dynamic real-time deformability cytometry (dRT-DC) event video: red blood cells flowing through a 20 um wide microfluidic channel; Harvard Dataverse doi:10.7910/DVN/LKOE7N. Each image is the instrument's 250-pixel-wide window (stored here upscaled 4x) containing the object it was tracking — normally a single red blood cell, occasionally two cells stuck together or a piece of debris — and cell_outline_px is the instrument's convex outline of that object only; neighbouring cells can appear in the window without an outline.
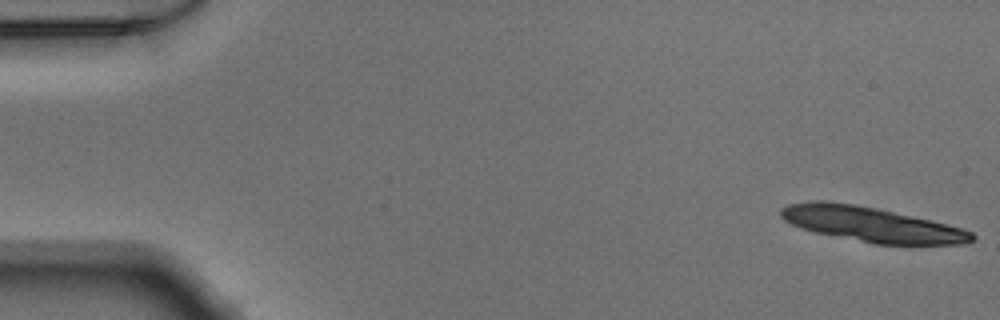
{"species": "Egyptian fruit bat (a non-hibernating species)", "species_latin": "Rousettus aegyptiacus", "temperature_condition": "warm", "stored_images_in_passage": 14, "camera_frame_rate_fps": 3000, "um_per_image_px": 0.085, "animal": {"sex": "male"}, "frame": {"image": 1, "passage_image": 1, "time_ms": 0.0, "image_size_px": [1000, 320], "cell_outline_px": [[976, 240], [964, 244], [876, 244], [816, 232], [800, 228], [784, 220], [780, 216], [780, 208], [788, 204], [812, 200], [824, 200], [852, 204], [912, 216], [960, 228], [972, 232], [976, 236]], "centroid_in_image_um": [74.03, 19.07], "position_along_channel_um": 11.0, "area_um2": 38.21}}